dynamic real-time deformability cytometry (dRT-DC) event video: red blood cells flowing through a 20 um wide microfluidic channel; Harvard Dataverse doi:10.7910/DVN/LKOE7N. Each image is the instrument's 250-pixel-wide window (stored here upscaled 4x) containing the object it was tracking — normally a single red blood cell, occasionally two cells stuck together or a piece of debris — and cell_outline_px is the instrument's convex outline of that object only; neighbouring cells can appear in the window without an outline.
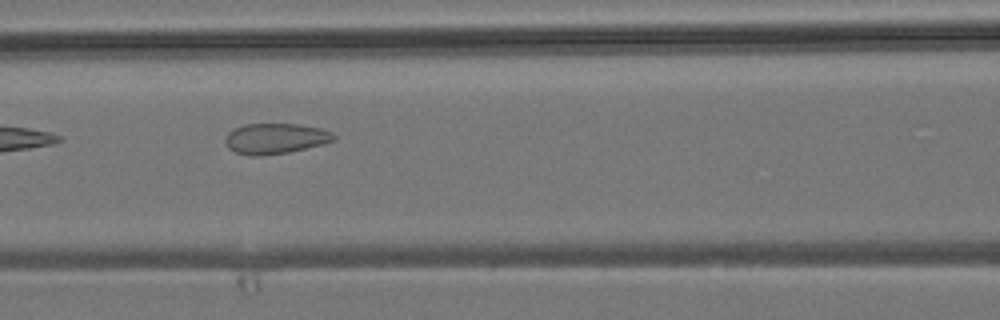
{"species": "common noctule bat (a hibernating species)", "species_latin": "Nyctalus noctula", "temperature_condition": "room temperature", "stored_images_in_passage": 7, "camera_frame_rate_fps": 3000, "um_per_image_px": 0.085, "animal": {"sex": "male", "body_mass_g": 19.2, "forearm_length_mm": 51.8}, "frame": {"image": 1, "passage_image": 5, "time_ms": 4.667, "image_size_px": [1000, 320], "cell_outline_px": [[336, 140], [324, 144], [288, 152], [260, 156], [252, 156], [236, 152], [228, 148], [224, 140], [228, 132], [244, 124], [300, 124], [320, 128], [332, 132], [336, 136]], "centroid_in_image_um": [23.42, 11.77], "position_along_channel_um": 143.2, "area_um2": 19.36}}
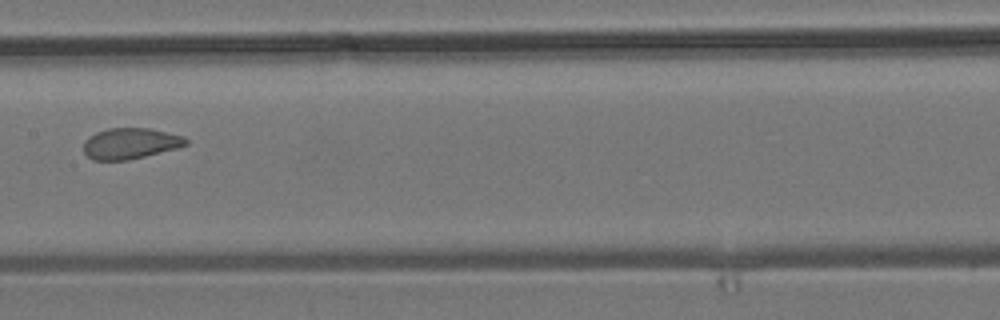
{"frame": {"image": 2, "passage_image": 6, "time_ms": 6.0, "image_size_px": [1000, 320], "cell_outline_px": [[188, 144], [176, 148], [128, 160], [92, 160], [84, 152], [84, 140], [88, 136], [96, 132], [108, 128], [148, 128], [184, 136], [188, 140]], "centroid_in_image_um": [11.05, 12.19], "position_along_channel_um": 196.4, "area_um2": 18.38}}
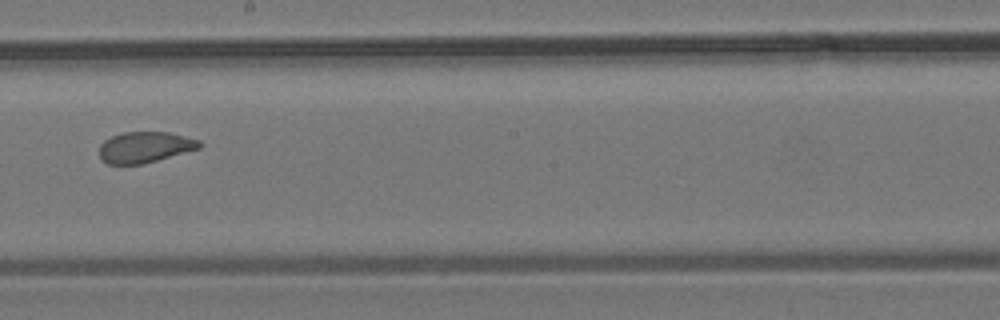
{"frame": {"image": 3, "passage_image": 7, "time_ms": 7.0, "image_size_px": [1000, 320], "cell_outline_px": [[204, 144], [200, 148], [144, 164], [108, 164], [100, 160], [100, 144], [104, 140], [112, 136], [124, 132], [168, 132], [200, 140]], "centroid_in_image_um": [12.32, 12.51], "position_along_channel_um": 235.9, "area_um2": 18.15}}